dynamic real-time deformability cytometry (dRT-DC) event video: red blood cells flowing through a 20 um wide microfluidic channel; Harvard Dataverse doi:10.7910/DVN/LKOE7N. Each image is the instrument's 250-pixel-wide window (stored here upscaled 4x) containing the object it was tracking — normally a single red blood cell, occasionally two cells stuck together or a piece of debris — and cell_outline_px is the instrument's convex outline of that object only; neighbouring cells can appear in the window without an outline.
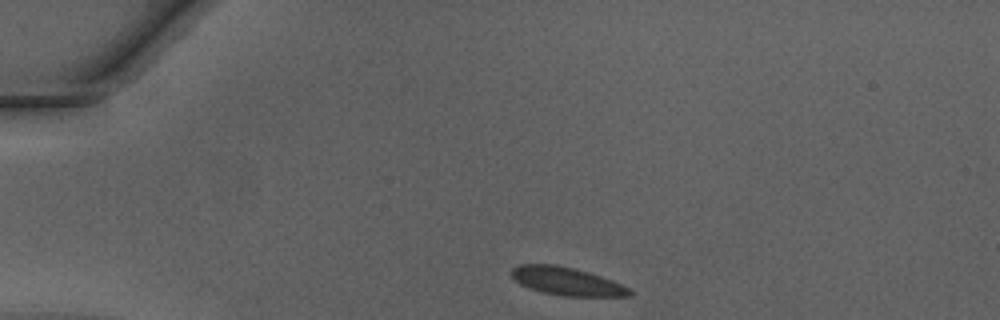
{"species": "Egyptian fruit bat (a non-hibernating species)", "species_latin": "Rousettus aegyptiacus", "temperature_condition": "warm", "stored_images_in_passage": 9, "camera_frame_rate_fps": 3000, "um_per_image_px": 0.085, "animal": {"sex": "male"}, "frame": {"image": 1, "passage_image": 1, "time_ms": 0.0, "image_size_px": [1000, 320], "cell_outline_px": [[632, 296], [564, 296], [540, 292], [528, 288], [520, 284], [508, 272], [512, 268], [520, 264], [556, 264], [576, 268], [612, 280], [628, 288], [632, 292]], "centroid_in_image_um": [48.12, 23.9], "position_along_channel_um": 36.9, "area_um2": 19.42}}
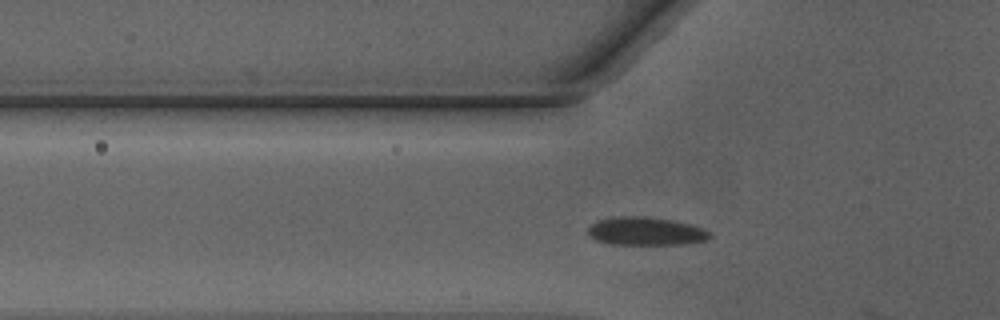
{"frame": {"image": 2, "passage_image": 7, "time_ms": 2.0, "image_size_px": [1000, 320], "cell_outline_px": [[712, 236], [708, 240], [688, 244], [608, 244], [596, 240], [588, 232], [588, 228], [592, 224], [600, 220], [620, 216], [644, 216], [672, 220], [692, 224], [704, 228]], "centroid_in_image_um": [54.95, 19.66], "position_along_channel_um": 70.8, "area_um2": 20.0}}